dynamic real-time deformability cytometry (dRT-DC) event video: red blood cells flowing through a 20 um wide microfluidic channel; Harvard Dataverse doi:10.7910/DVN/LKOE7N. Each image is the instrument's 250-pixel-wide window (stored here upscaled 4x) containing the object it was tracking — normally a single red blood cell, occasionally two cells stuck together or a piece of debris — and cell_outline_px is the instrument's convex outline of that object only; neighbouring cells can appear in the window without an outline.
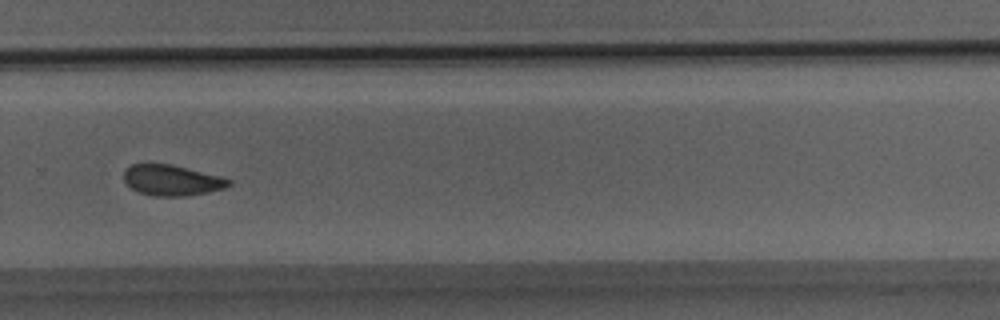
{"species": "Egyptian fruit bat (a non-hibernating species)", "species_latin": "Rousettus aegyptiacus", "temperature_condition": "room temperature", "stored_images_in_passage": 39, "segment_of_instrument_passage": [1, 2], "camera_frame_rate_fps": 3000, "um_per_image_px": 0.085, "animal": {"sex": "male"}, "frame": {"image": 1, "passage_image": 26, "time_ms": 8.333, "image_size_px": [1000, 320], "cell_outline_px": [[232, 184], [224, 188], [208, 192], [184, 196], [156, 196], [140, 192], [132, 188], [124, 180], [124, 172], [132, 164], [172, 164], [220, 176], [232, 180]], "centroid_in_image_um": [14.64, 15.32], "position_along_channel_um": 315.2, "area_um2": 18.55}}
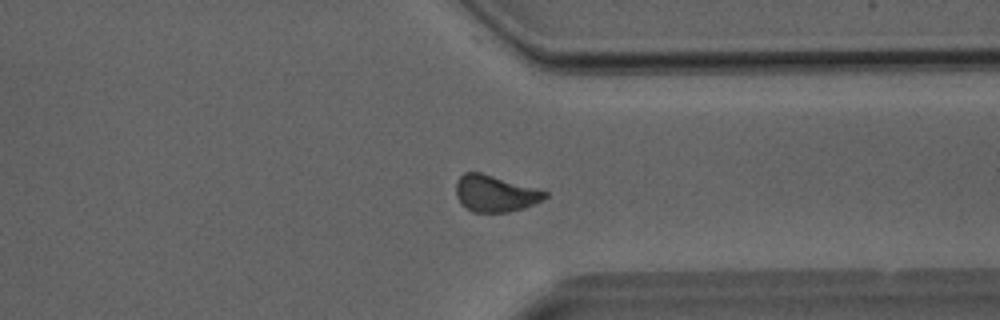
{"frame": {"image": 2, "passage_image": 29, "time_ms": 9.333, "image_size_px": [1000, 320], "cell_outline_px": [[548, 196], [524, 208], [508, 212], [472, 212], [464, 208], [460, 204], [456, 196], [456, 180], [464, 172], [480, 172], [536, 188], [548, 192]], "centroid_in_image_um": [42.03, 16.45], "position_along_channel_um": 369.4, "area_um2": 18.96}}
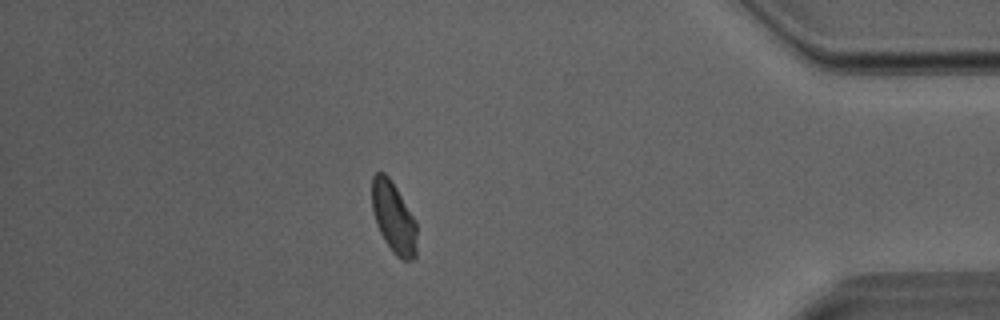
{"frame": {"image": 3, "passage_image": 33, "time_ms": 10.667, "image_size_px": [1000, 320], "cell_outline_px": [[416, 256], [412, 260], [404, 260], [396, 256], [384, 240], [376, 224], [372, 212], [372, 176], [376, 172], [384, 172], [388, 176], [396, 188], [416, 220]], "centroid_in_image_um": [33.45, 18.49], "position_along_channel_um": 401.8, "area_um2": 18.61}}